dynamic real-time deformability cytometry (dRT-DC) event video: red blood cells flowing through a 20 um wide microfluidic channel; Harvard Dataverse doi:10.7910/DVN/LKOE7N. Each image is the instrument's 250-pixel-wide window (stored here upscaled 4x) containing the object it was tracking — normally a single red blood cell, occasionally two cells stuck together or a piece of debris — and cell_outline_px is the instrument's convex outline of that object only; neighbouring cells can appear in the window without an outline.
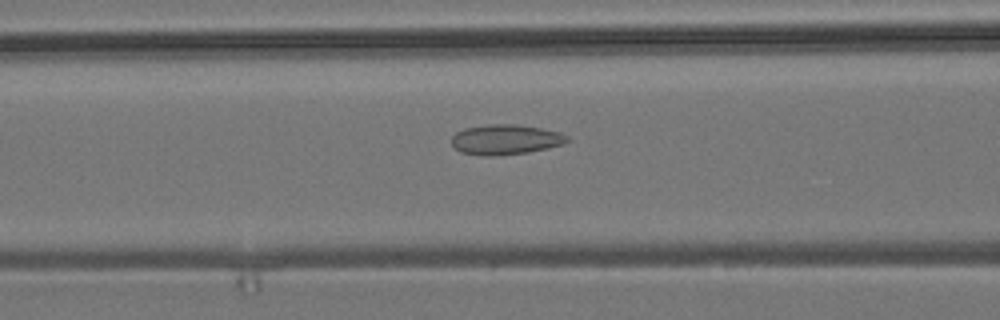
{"species": "common noctule bat (a hibernating species)", "species_latin": "Nyctalus noctula", "temperature_condition": "room temperature", "stored_images_in_passage": 53, "camera_frame_rate_fps": 3000, "um_per_image_px": 0.085, "animal": {"sex": "male", "body_mass_g": 19.2, "forearm_length_mm": 51.8}, "frame": {"image": 1, "passage_image": 21, "time_ms": 6.667, "image_size_px": [1000, 320], "cell_outline_px": [[568, 140], [564, 144], [548, 148], [528, 152], [492, 156], [480, 156], [460, 152], [452, 144], [452, 136], [456, 132], [464, 128], [488, 124], [516, 124], [540, 128], [560, 132], [568, 136]], "centroid_in_image_um": [42.95, 11.86], "position_along_channel_um": 123.6, "area_um2": 20.35}}
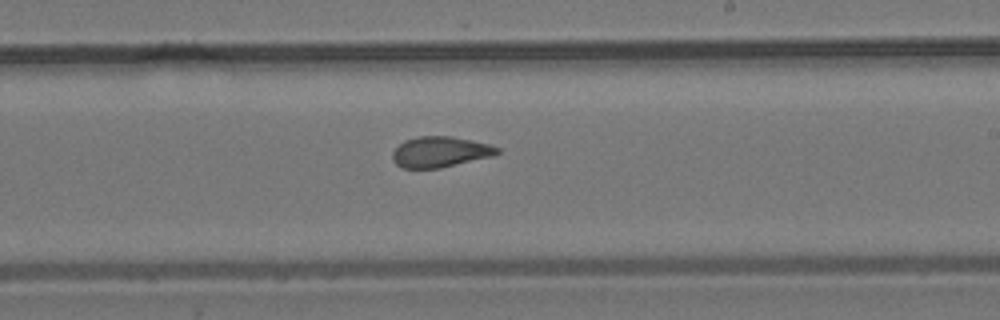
{"frame": {"image": 2, "passage_image": 31, "time_ms": 10.0, "image_size_px": [1000, 320], "cell_outline_px": [[500, 152], [492, 156], [440, 168], [404, 168], [396, 164], [392, 160], [392, 152], [404, 140], [420, 136], [452, 136], [472, 140], [488, 144], [500, 148]], "centroid_in_image_um": [37.4, 12.91], "position_along_channel_um": 251.6, "area_um2": 18.67}}
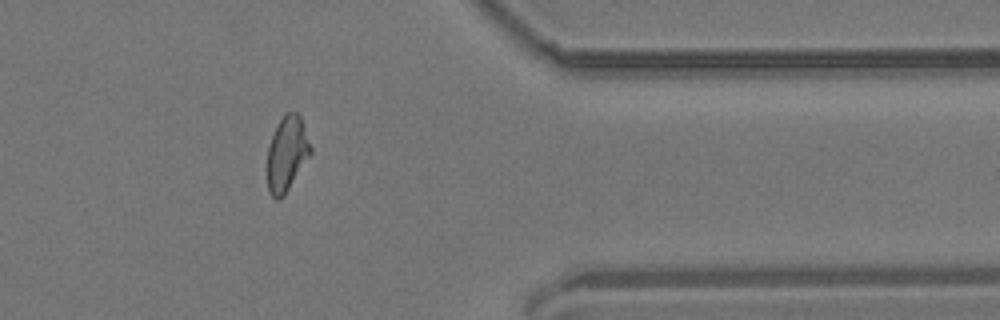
{"frame": {"image": 3, "passage_image": 43, "time_ms": 14.0, "image_size_px": [1000, 320], "cell_outline_px": [[312, 152], [284, 196], [280, 200], [276, 200], [268, 192], [268, 144], [284, 112], [296, 112], [300, 116], [312, 148]], "centroid_in_image_um": [24.39, 13.08], "position_along_channel_um": 387.0, "area_um2": 18.79}, "authors_computed_cell_mechanics": {"area_um2": 19.5364, "velocity_mm_per_s": 3.8363, "shape_relaxation_time_tau1_ms": null, "shape_relaxation_time_tau2_ms": 1.5663, "deformation_change_tau1": null, "deformation_change_tau2": 0.0833}}